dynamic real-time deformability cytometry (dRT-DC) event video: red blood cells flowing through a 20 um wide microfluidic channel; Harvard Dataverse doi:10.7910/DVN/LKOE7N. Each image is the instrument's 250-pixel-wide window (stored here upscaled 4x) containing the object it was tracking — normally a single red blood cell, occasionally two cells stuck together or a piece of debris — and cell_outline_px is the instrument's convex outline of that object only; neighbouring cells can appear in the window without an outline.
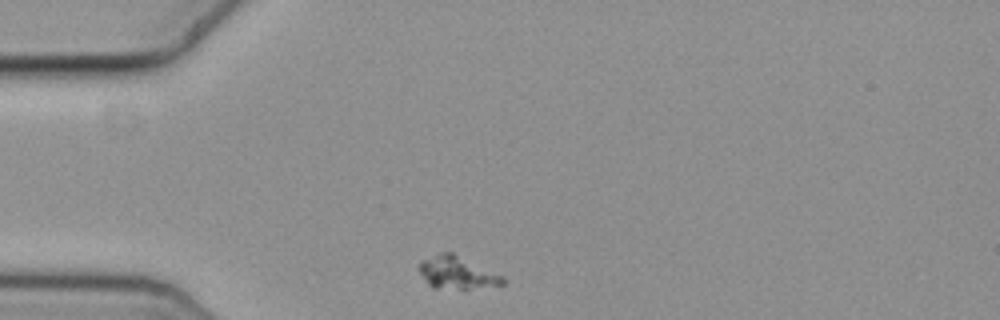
{"species": "common noctule bat (a hibernating species)", "species_latin": "Nyctalus noctula", "temperature_condition": "cold", "stored_images_in_passage": 34, "camera_frame_rate_fps": 3000, "um_per_image_px": 0.085, "animal": {"sex": "female", "body_mass_g": 19.3, "forearm_length_mm": 54.1}, "frame": {"image": 1, "passage_image": 1, "time_ms": 0.0, "image_size_px": [1000, 320], "cell_outline_px": [[504, 284], [468, 288], [432, 288], [428, 284], [420, 272], [420, 260], [440, 252], [452, 252], [504, 276]], "centroid_in_image_um": [38.82, 23.15], "position_along_channel_um": 46.2, "area_um2": 15.61}}
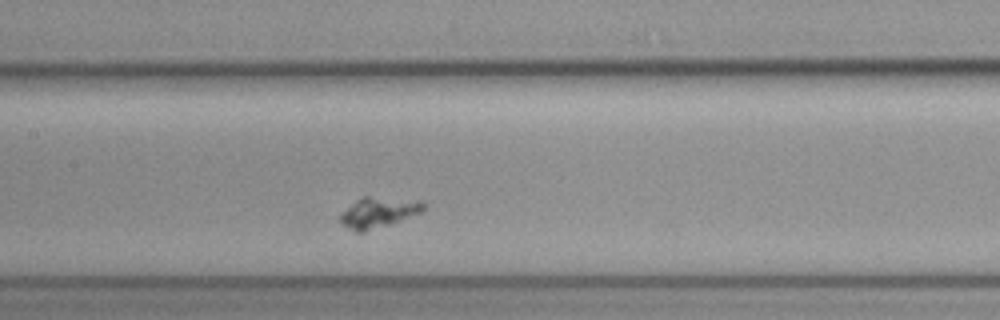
{"frame": {"image": 2, "passage_image": 14, "time_ms": 4.333, "image_size_px": [1000, 320], "cell_outline_px": [[428, 204], [420, 212], [388, 224], [364, 232], [356, 232], [340, 224], [340, 212], [360, 196], [368, 196], [424, 200]], "centroid_in_image_um": [32.14, 18.02], "position_along_channel_um": 175.3, "area_um2": 14.97}}
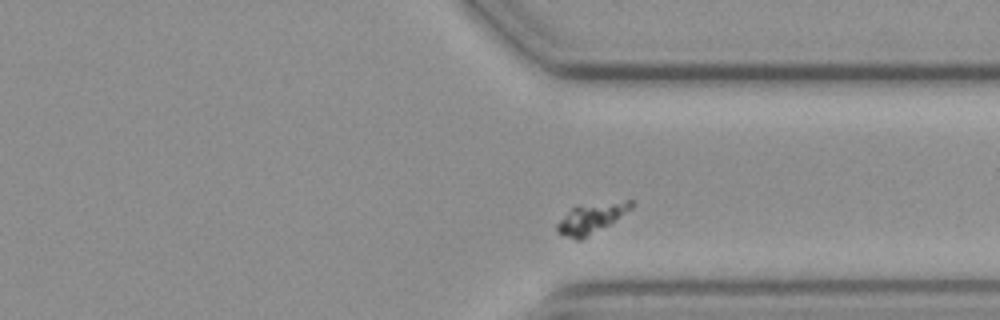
{"frame": {"image": 3, "passage_image": 30, "time_ms": 9.667, "image_size_px": [1000, 320], "cell_outline_px": [[636, 204], [632, 208], [608, 224], [588, 236], [580, 240], [576, 240], [564, 236], [556, 232], [556, 224], [576, 204], [628, 200], [632, 200]], "centroid_in_image_um": [50.24, 18.52], "position_along_channel_um": 361.2, "area_um2": 13.06}}